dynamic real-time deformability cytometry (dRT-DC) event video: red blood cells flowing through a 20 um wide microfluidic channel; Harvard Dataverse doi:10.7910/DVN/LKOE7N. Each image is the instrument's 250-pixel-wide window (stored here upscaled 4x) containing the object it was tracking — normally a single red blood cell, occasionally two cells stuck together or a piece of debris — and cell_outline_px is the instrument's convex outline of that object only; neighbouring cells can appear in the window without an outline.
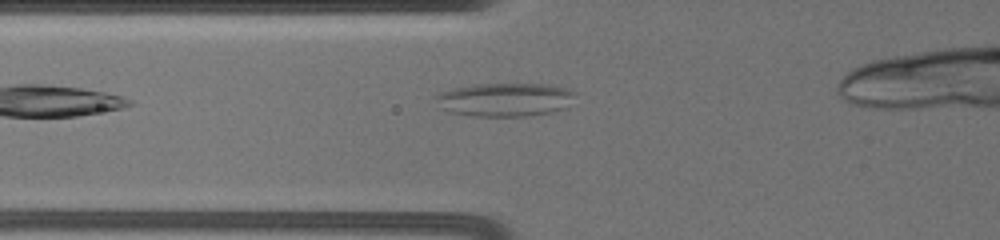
{"species": "common noctule bat (a hibernating species)", "species_latin": "Nyctalus noctula", "temperature_condition": "warm", "stored_images_in_passage": 5, "camera_frame_rate_fps": 3000, "um_per_image_px": 0.085, "animal": {"sex": "female", "body_mass_g": 19.5, "forearm_length_mm": 54.1}, "frame": {"image": 1, "passage_image": 5, "time_ms": 4.667, "image_size_px": [1000, 240], "cell_outline_px": [[576, 92], [560, 108], [552, 112], [528, 116], [472, 116], [452, 112], [444, 108], [436, 96], [440, 92], [472, 84], [548, 84], [564, 88]], "centroid_in_image_um": [42.9, 8.46], "position_along_channel_um": 82.9, "area_um2": 26.41}}